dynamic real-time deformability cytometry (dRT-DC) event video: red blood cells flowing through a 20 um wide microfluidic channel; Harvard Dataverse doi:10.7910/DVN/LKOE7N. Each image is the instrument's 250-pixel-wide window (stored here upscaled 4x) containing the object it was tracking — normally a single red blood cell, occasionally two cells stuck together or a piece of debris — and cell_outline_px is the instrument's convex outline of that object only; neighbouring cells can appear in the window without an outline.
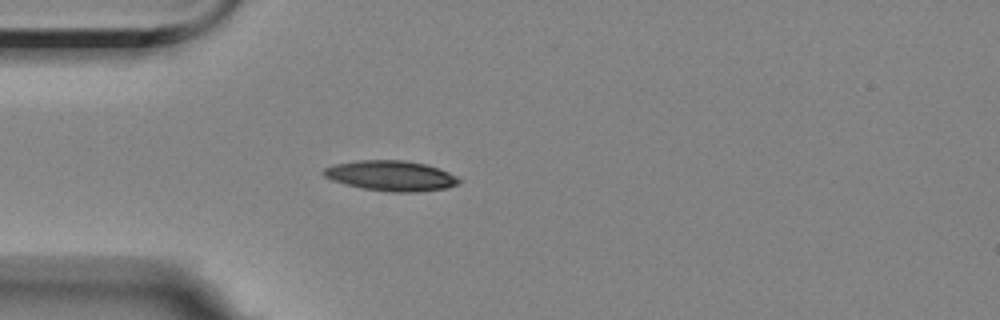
{"species": "Egyptian fruit bat (a non-hibernating species)", "species_latin": "Rousettus aegyptiacus", "temperature_condition": "room temperature", "stored_images_in_passage": 1, "camera_frame_rate_fps": 3000, "um_per_image_px": 0.085, "animal": {"sex": "female"}, "frame": {"image": 1, "passage_image": 1, "time_ms": 0.0, "image_size_px": [1000, 320], "cell_outline_px": [[464, 180], [460, 184], [448, 188], [416, 192], [392, 192], [364, 188], [344, 184], [332, 180], [324, 176], [320, 172], [324, 168], [332, 164], [356, 160], [404, 160], [424, 164], [440, 168]], "centroid_in_image_um": [33.24, 14.93], "position_along_channel_um": 51.8, "area_um2": 24.16}}